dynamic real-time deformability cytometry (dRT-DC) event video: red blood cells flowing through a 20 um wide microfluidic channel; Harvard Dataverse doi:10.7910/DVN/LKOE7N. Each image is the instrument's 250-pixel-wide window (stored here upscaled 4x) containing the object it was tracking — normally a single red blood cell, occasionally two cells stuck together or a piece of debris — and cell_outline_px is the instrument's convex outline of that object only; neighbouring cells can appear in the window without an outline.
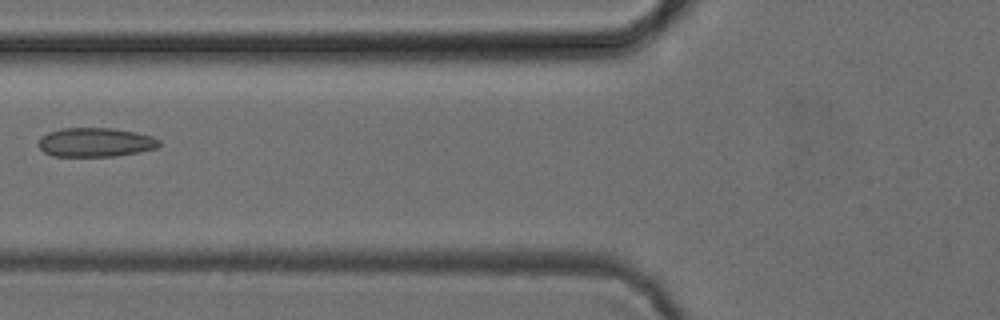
{"species": "common noctule bat (a hibernating species)", "species_latin": "Nyctalus noctula", "temperature_condition": "cold", "stored_images_in_passage": 4, "camera_frame_rate_fps": 3000, "um_per_image_px": 0.085, "animal": {"sex": "female", "body_mass_g": 24.6, "forearm_length_mm": 56.2}, "frame": {"image": 1, "passage_image": 3, "time_ms": 3.333, "image_size_px": [1000, 320], "cell_outline_px": [[160, 144], [156, 148], [140, 152], [116, 156], [52, 156], [44, 152], [36, 144], [40, 136], [48, 132], [60, 128], [112, 128], [136, 132], [152, 136], [160, 140]], "centroid_in_image_um": [8.08, 12.09], "position_along_channel_um": 117.7, "area_um2": 20.69}}
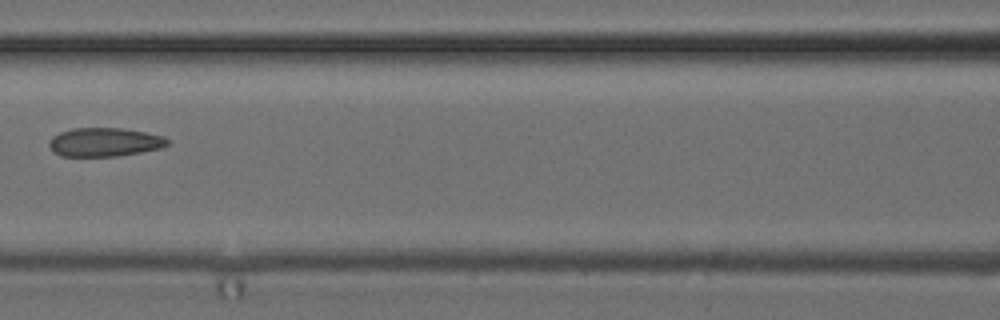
{"frame": {"image": 2, "passage_image": 4, "time_ms": 4.333, "image_size_px": [1000, 320], "cell_outline_px": [[168, 144], [160, 148], [120, 156], [60, 156], [52, 152], [48, 144], [52, 136], [60, 132], [72, 128], [120, 128], [144, 132], [164, 136], [168, 140]], "centroid_in_image_um": [8.84, 12.08], "position_along_channel_um": 157.8, "area_um2": 19.83}}